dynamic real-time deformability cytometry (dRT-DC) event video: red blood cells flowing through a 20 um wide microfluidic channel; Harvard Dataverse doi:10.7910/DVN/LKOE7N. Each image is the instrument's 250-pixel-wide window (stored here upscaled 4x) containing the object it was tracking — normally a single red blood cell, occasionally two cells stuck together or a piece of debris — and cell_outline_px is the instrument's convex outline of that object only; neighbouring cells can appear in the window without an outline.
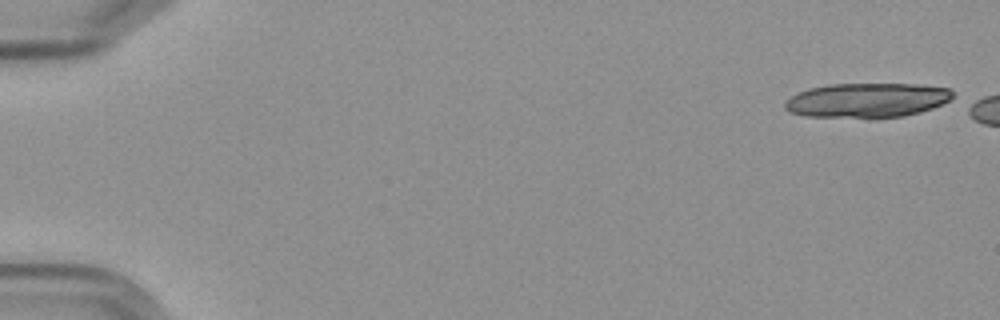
{"species": "Egyptian fruit bat (a non-hibernating species)", "species_latin": "Rousettus aegyptiacus", "temperature_condition": "cold", "stored_images_in_passage": 3, "camera_frame_rate_fps": 3000, "um_per_image_px": 0.085, "frame": {"image": 1, "passage_image": 1, "time_ms": 0.0, "image_size_px": [1000, 320], "cell_outline_px": [[952, 96], [948, 100], [932, 108], [920, 112], [904, 116], [804, 116], [792, 112], [784, 108], [784, 100], [808, 88], [828, 84], [916, 84], [952, 88]], "centroid_in_image_um": [73.68, 8.49], "position_along_channel_um": 11.3, "area_um2": 33.12}}